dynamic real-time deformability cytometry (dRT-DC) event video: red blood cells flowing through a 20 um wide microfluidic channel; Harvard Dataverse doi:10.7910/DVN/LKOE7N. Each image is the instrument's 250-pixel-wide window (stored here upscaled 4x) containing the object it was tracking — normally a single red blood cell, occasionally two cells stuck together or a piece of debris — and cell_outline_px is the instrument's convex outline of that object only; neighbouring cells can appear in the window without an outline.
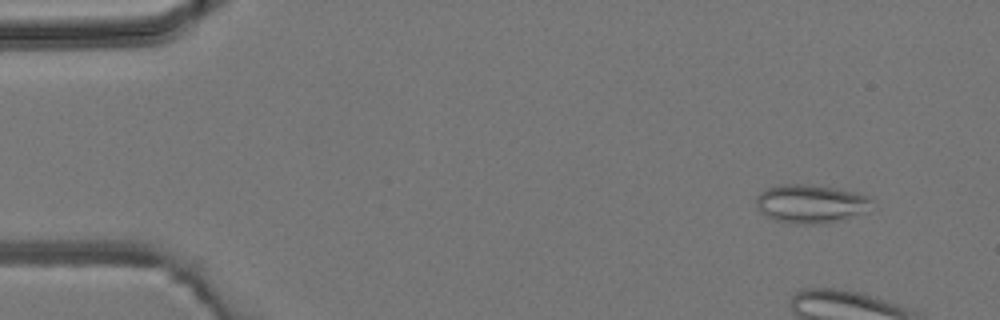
{"species": "common noctule bat (a hibernating species)", "species_latin": "Nyctalus noctula", "temperature_condition": "room temperature", "stored_images_in_passage": 3, "camera_frame_rate_fps": 3000, "um_per_image_px": 0.085, "animal": {"sex": "male", "body_mass_g": 19.2, "forearm_length_mm": 51.8}, "frame": {"image": 1, "passage_image": 1, "time_ms": 0.0, "image_size_px": [1000, 320], "cell_outline_px": [[872, 200], [856, 212], [836, 220], [812, 224], [796, 224], [776, 220], [760, 212], [756, 204], [756, 196], [760, 192], [768, 188], [788, 184], [800, 184], [836, 188], [868, 196]], "centroid_in_image_um": [68.74, 17.3], "position_along_channel_um": 16.3, "area_um2": 24.57}}